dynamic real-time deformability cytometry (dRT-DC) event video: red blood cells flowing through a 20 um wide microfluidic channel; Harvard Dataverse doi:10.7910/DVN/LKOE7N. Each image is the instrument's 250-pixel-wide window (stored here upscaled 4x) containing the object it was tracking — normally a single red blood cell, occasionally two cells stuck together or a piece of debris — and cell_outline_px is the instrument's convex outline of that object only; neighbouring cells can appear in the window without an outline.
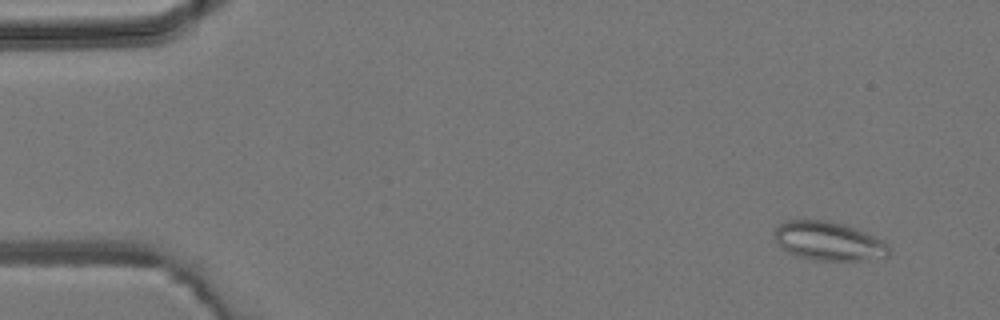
{"species": "common noctule bat (a hibernating species)", "species_latin": "Nyctalus noctula", "temperature_condition": "room temperature", "stored_images_in_passage": 4, "camera_frame_rate_fps": 3000, "um_per_image_px": 0.085, "animal": {"sex": "male", "body_mass_g": 19.2, "forearm_length_mm": 51.8}, "frame": {"image": 1, "passage_image": 1, "time_ms": 0.0, "image_size_px": [1000, 320], "cell_outline_px": [[888, 256], [868, 260], [816, 260], [796, 256], [780, 248], [776, 244], [776, 228], [784, 220], [828, 220], [844, 224], [856, 228], [884, 240], [888, 244]], "centroid_in_image_um": [70.43, 20.49], "position_along_channel_um": 14.6, "area_um2": 26.01}}